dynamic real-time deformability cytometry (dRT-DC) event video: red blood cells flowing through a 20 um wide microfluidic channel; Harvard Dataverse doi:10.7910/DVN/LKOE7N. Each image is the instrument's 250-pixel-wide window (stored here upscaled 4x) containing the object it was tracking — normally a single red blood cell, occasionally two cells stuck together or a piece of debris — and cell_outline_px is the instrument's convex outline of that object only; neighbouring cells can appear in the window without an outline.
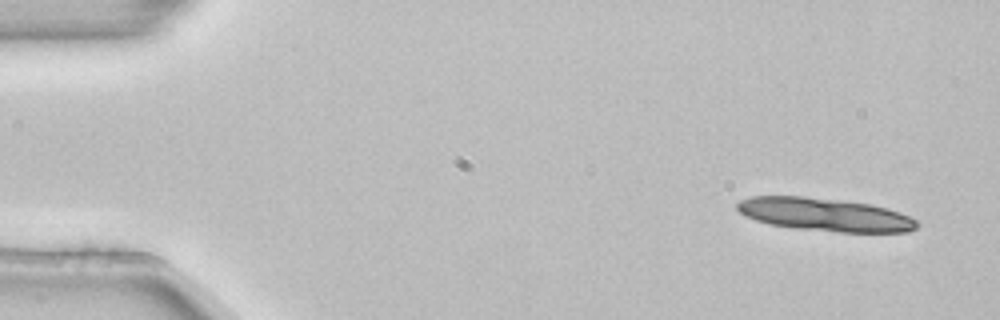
{"species": "common noctule bat (a hibernating species)", "species_latin": "Nyctalus noctula", "temperature_condition": "room temperature", "stored_images_in_passage": 4, "camera_frame_rate_fps": 3000, "um_per_image_px": 0.085, "animal": {"sex": "female", "body_mass_g": 22.7, "forearm_length_mm": 54.2}, "frame": {"image": 1, "passage_image": 1, "time_ms": 0.0, "image_size_px": [1000, 320], "cell_outline_px": [[920, 224], [916, 228], [908, 232], [840, 232], [792, 228], [768, 224], [744, 216], [736, 208], [736, 204], [740, 200], [752, 196], [804, 196], [868, 204], [888, 208], [900, 212], [916, 220]], "centroid_in_image_um": [70.09, 18.25], "position_along_channel_um": 14.9, "area_um2": 34.68}}